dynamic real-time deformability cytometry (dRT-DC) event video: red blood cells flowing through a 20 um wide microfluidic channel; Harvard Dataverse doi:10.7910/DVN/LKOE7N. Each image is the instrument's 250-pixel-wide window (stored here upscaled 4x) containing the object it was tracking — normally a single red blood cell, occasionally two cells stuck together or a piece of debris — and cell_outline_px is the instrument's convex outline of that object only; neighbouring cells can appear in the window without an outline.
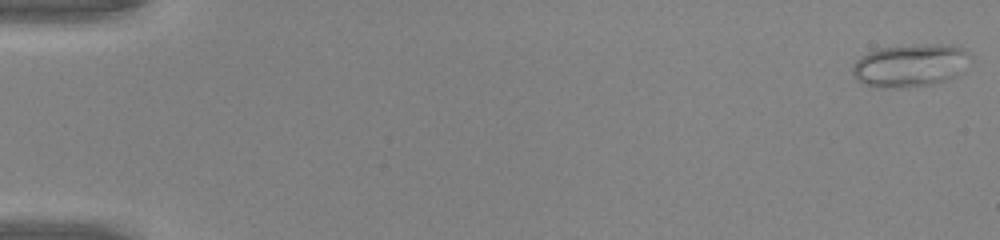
{"species": "common noctule bat (a hibernating species)", "species_latin": "Nyctalus noctula", "temperature_condition": "warm", "stored_images_in_passage": 49, "camera_frame_rate_fps": 3000, "um_per_image_px": 0.085, "animal": {"sex": "male", "body_mass_g": 20.0, "forearm_length_mm": 53.3}, "frame": {"image": 1, "passage_image": 1, "time_ms": 0.0, "image_size_px": [1000, 240], "cell_outline_px": [[972, 60], [956, 76], [932, 84], [908, 88], [880, 88], [860, 84], [856, 80], [852, 72], [852, 64], [860, 56], [868, 52], [880, 48], [928, 44], [936, 44], [960, 48], [968, 52], [972, 56]], "centroid_in_image_um": [77.32, 5.59], "position_along_channel_um": 7.7, "area_um2": 29.59}}
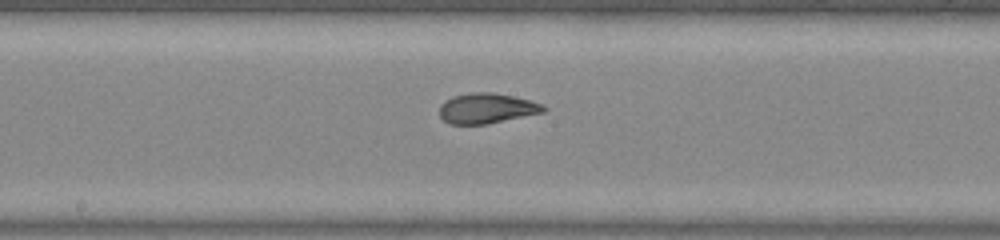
{"frame": {"image": 2, "passage_image": 27, "time_ms": 8.667, "image_size_px": [1000, 240], "cell_outline_px": [[548, 108], [544, 112], [488, 124], [448, 124], [440, 116], [440, 104], [444, 100], [452, 96], [472, 92], [492, 92], [512, 96], [544, 104]], "centroid_in_image_um": [41.36, 9.21], "position_along_channel_um": 206.8, "area_um2": 18.44}}
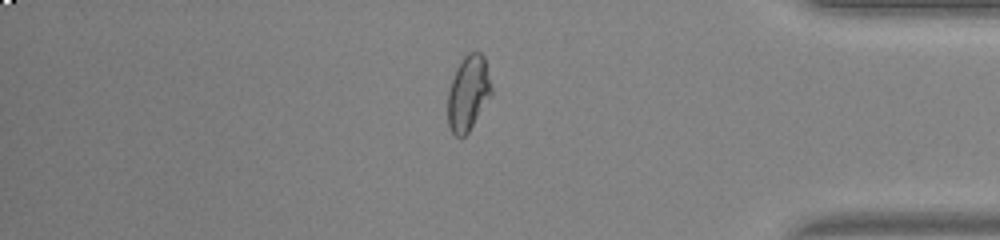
{"frame": {"image": 3, "passage_image": 42, "time_ms": 13.667, "image_size_px": [1000, 240], "cell_outline_px": [[492, 96], [468, 132], [464, 136], [456, 136], [452, 132], [448, 124], [448, 92], [456, 68], [460, 60], [468, 52], [480, 52], [484, 56], [492, 84]], "centroid_in_image_um": [39.82, 7.89], "position_along_channel_um": 395.4, "area_um2": 19.25}, "authors_computed_cell_mechanics": {"area_um2": 19.5364, "velocity_mm_per_s": 4.2557, "shape_relaxation_time_tau1_ms": 6.6978, "shape_relaxation_time_tau2_ms": 0.9017, "deformation_change_tau1": 0.248, "deformation_change_tau2": 0.0781}}